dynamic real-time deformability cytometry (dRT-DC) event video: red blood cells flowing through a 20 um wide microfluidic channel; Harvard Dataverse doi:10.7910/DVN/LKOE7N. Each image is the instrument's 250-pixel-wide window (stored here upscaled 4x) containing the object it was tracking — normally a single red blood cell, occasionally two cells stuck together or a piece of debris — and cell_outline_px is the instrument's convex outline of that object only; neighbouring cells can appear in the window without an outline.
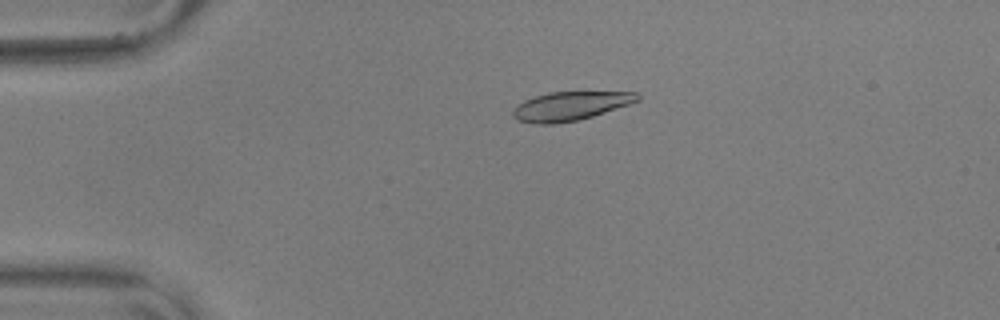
{"species": "common noctule bat (a hibernating species)", "species_latin": "Nyctalus noctula", "temperature_condition": "warm", "stored_images_in_passage": 56, "camera_frame_rate_fps": 3000, "um_per_image_px": 0.085, "animal": {"sex": "male", "body_mass_g": 17.9, "forearm_length_mm": 54.2}, "frame": {"image": 1, "passage_image": 13, "time_ms": 4.0, "image_size_px": [1000, 320], "cell_outline_px": [[640, 100], [592, 116], [576, 120], [556, 124], [532, 124], [516, 120], [512, 116], [512, 108], [516, 104], [524, 100], [548, 92], [636, 92], [640, 96]], "centroid_in_image_um": [48.39, 9.02], "position_along_channel_um": 36.6, "area_um2": 20.92}}
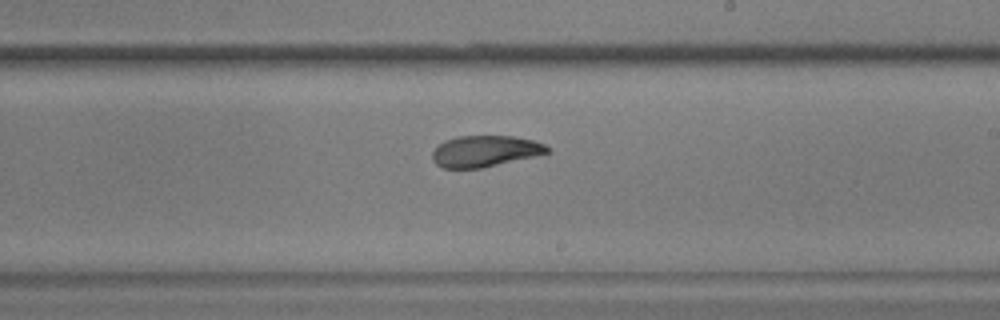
{"frame": {"image": 2, "passage_image": 34, "time_ms": 11.0, "image_size_px": [1000, 320], "cell_outline_px": [[552, 152], [484, 168], [444, 168], [436, 164], [432, 160], [432, 152], [444, 140], [456, 136], [512, 136], [532, 140], [544, 144], [552, 148]], "centroid_in_image_um": [41.25, 12.85], "position_along_channel_um": 247.7, "area_um2": 21.1}}
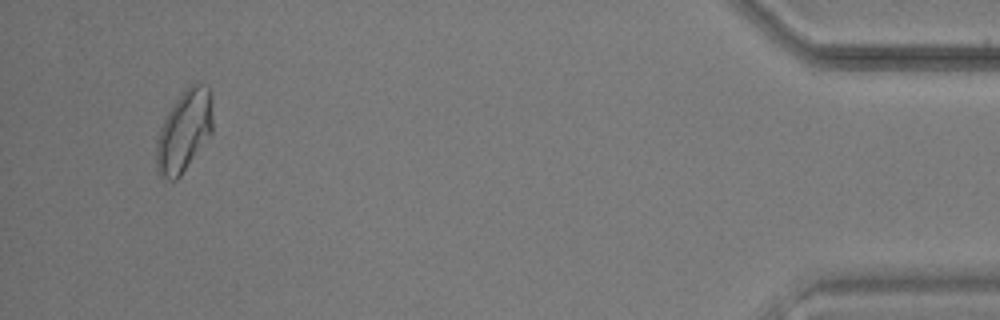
{"frame": {"image": 3, "passage_image": 54, "time_ms": 17.667, "image_size_px": [1000, 320], "cell_outline_px": [[212, 132], [180, 176], [176, 180], [168, 180], [160, 176], [156, 168], [156, 140], [160, 128], [168, 112], [176, 100], [188, 84], [200, 84], [208, 88], [212, 96]], "centroid_in_image_um": [15.64, 11.15], "position_along_channel_um": 419.6, "area_um2": 26.59}, "authors_computed_cell_mechanics": {"area_um2": 21.4727, "velocity_mm_per_s": 3.6045, "shape_relaxation_time_tau1_ms": 6.659, "shape_relaxation_time_tau2_ms": 1.7267, "deformation_change_tau1": 0.187, "deformation_change_tau2": 0.0644}}